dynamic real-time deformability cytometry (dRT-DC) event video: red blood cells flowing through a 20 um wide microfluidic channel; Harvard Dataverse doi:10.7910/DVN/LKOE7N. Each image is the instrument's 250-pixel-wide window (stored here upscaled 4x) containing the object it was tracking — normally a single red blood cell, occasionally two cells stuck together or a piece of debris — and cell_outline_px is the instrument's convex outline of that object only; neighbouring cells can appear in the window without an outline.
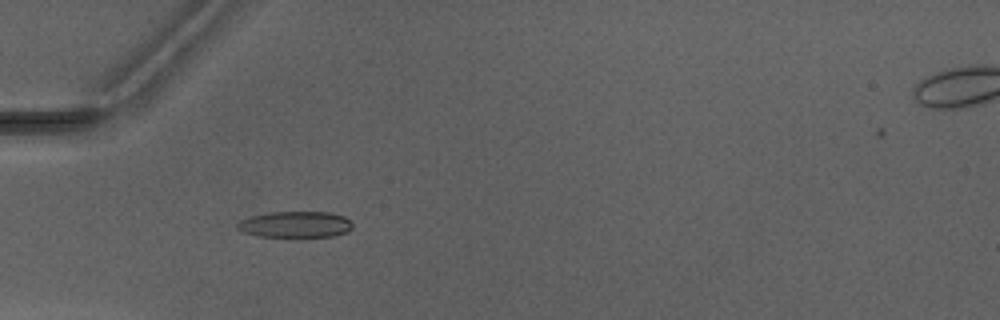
{"species": "Egyptian fruit bat (a non-hibernating species)", "species_latin": "Rousettus aegyptiacus", "temperature_condition": "warm", "stored_images_in_passage": 3, "camera_frame_rate_fps": 3000, "um_per_image_px": 0.085, "animal": {"sex": "male"}, "frame": {"image": 1, "passage_image": 1, "time_ms": 0.0, "image_size_px": [1000, 320], "cell_outline_px": [[352, 228], [348, 232], [332, 236], [260, 236], [244, 232], [236, 228], [236, 224], [240, 220], [252, 216], [268, 212], [332, 212], [344, 216], [352, 224]], "centroid_in_image_um": [25.11, 19.06], "position_along_channel_um": 59.9, "area_um2": 17.46}}
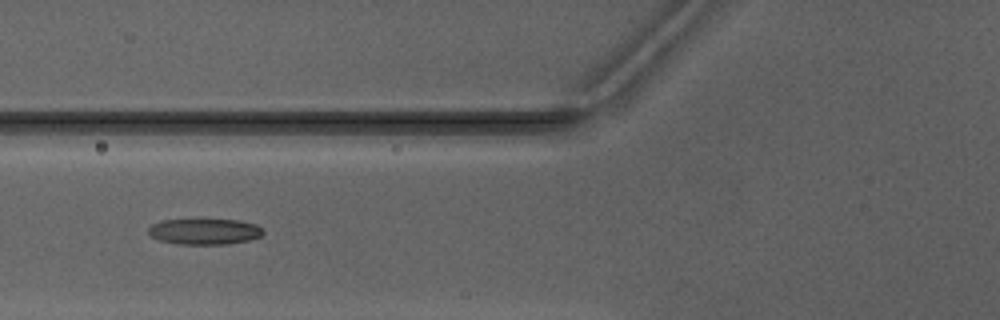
{"frame": {"image": 2, "passage_image": 2, "time_ms": 1.333, "image_size_px": [1000, 320], "cell_outline_px": [[264, 232], [260, 236], [248, 240], [228, 244], [180, 244], [160, 240], [152, 236], [148, 232], [148, 228], [152, 224], [160, 220], [240, 220], [256, 224]], "centroid_in_image_um": [17.38, 19.67], "position_along_channel_um": 108.4, "area_um2": 17.11}}
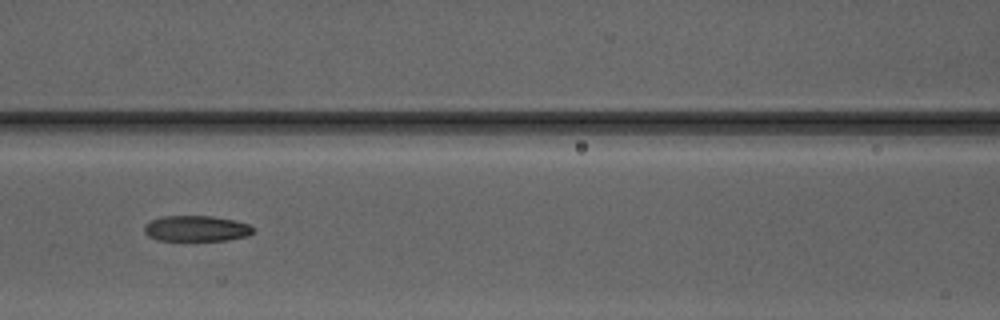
{"frame": {"image": 3, "passage_image": 3, "time_ms": 2.333, "image_size_px": [1000, 320], "cell_outline_px": [[252, 232], [248, 236], [228, 240], [156, 240], [148, 236], [144, 232], [144, 224], [160, 216], [212, 216], [232, 220], [248, 224], [252, 228]], "centroid_in_image_um": [16.63, 19.42], "position_along_channel_um": 150.0, "area_um2": 16.24}}